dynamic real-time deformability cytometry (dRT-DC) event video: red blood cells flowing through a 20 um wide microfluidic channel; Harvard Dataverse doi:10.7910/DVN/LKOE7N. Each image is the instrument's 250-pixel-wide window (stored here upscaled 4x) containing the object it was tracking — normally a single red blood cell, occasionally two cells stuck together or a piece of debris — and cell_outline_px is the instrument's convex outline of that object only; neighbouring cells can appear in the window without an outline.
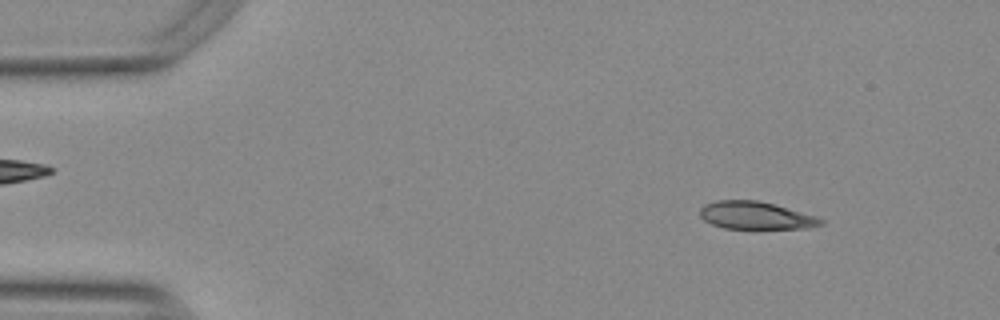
{"species": "Egyptian fruit bat (a non-hibernating species)", "species_latin": "Rousettus aegyptiacus", "temperature_condition": "warm", "stored_images_in_passage": 50, "camera_frame_rate_fps": 3000, "um_per_image_px": 0.085, "animal": {"sex": "female"}, "frame": {"image": 1, "passage_image": 3, "time_ms": 0.667, "image_size_px": [1000, 320], "cell_outline_px": [[824, 224], [808, 228], [724, 228], [712, 224], [704, 220], [700, 216], [700, 208], [704, 204], [716, 200], [756, 200], [772, 204], [816, 216], [824, 220]], "centroid_in_image_um": [64.21, 18.31], "position_along_channel_um": 20.8, "area_um2": 19.25}}
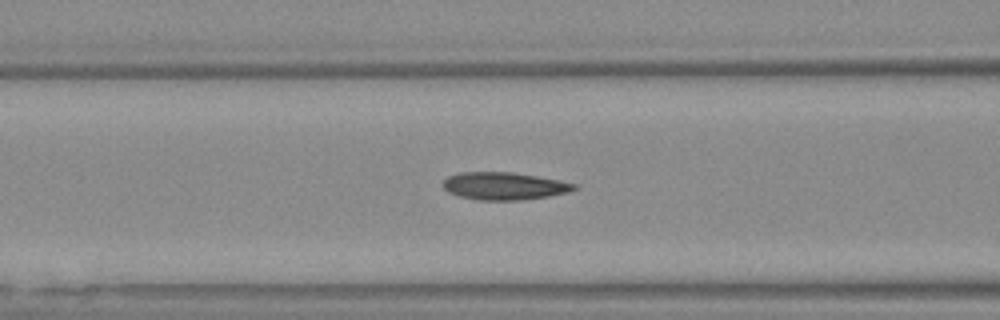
{"frame": {"image": 2, "passage_image": 18, "time_ms": 5.667, "image_size_px": [1000, 320], "cell_outline_px": [[576, 188], [564, 192], [548, 196], [520, 200], [480, 200], [460, 196], [448, 192], [444, 188], [444, 180], [448, 176], [460, 172], [512, 172], [536, 176], [576, 184]], "centroid_in_image_um": [42.79, 15.8], "position_along_channel_um": 123.8, "area_um2": 20.63}}
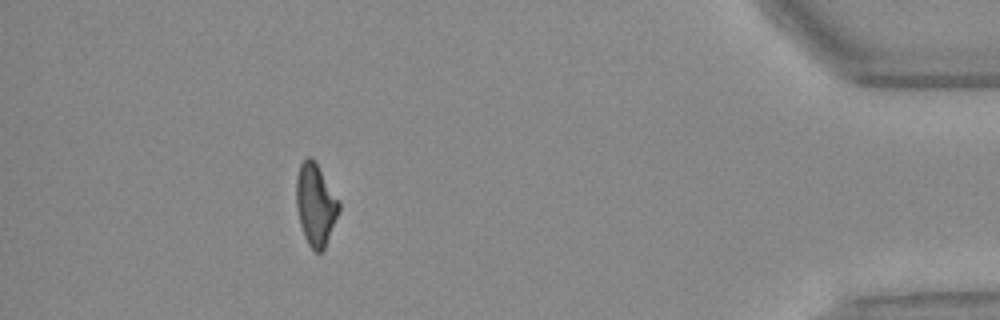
{"frame": {"image": 3, "passage_image": 45, "time_ms": 14.667, "image_size_px": [1000, 320], "cell_outline_px": [[340, 208], [324, 248], [320, 252], [316, 252], [308, 244], [304, 236], [300, 224], [296, 204], [296, 176], [300, 164], [308, 156], [316, 164], [340, 200]], "centroid_in_image_um": [26.81, 17.39], "position_along_channel_um": 408.4, "area_um2": 20.0}, "authors_computed_cell_mechanics": {"area_um2": 20.4612, "velocity_mm_per_s": 3.7741, "shape_relaxation_time_tau1_ms": null, "shape_relaxation_time_tau2_ms": 4.5266, "deformation_change_tau1": null, "deformation_change_tau2": 0.143}}